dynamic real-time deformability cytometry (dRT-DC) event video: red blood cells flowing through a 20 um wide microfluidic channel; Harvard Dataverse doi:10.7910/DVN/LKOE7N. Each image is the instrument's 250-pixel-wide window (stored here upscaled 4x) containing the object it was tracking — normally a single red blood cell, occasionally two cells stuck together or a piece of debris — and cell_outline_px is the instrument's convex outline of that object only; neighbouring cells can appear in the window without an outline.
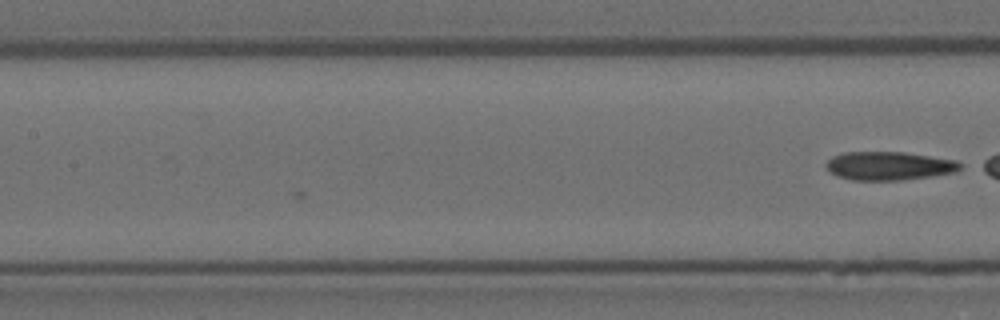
{"species": "Egyptian fruit bat (a non-hibernating species)", "species_latin": "Rousettus aegyptiacus", "temperature_condition": "room temperature", "stored_images_in_passage": 6, "camera_frame_rate_fps": 3000, "um_per_image_px": 0.085, "animal": {"sex": "female"}, "frame": {"image": 1, "passage_image": 6, "time_ms": 1.667, "image_size_px": [1000, 320], "cell_outline_px": [[964, 164], [956, 172], [900, 180], [852, 180], [836, 176], [828, 172], [824, 164], [832, 156], [844, 152], [904, 152], [956, 160]], "centroid_in_image_um": [75.52, 14.09], "position_along_channel_um": 131.9, "area_um2": 22.37}}